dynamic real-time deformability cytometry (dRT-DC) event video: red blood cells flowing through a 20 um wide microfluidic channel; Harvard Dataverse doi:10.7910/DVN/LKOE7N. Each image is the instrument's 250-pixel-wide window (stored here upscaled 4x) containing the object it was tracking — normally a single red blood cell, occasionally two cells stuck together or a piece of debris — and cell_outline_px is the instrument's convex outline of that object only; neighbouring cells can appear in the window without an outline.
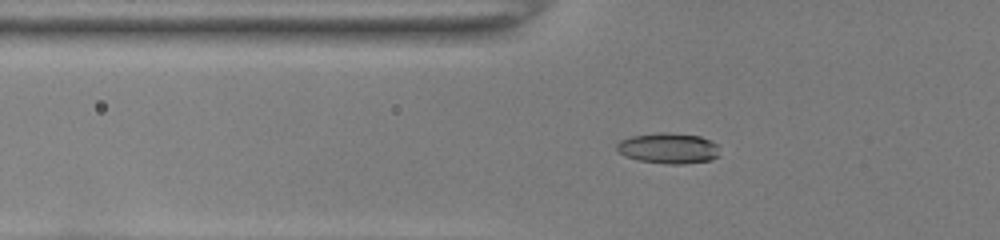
{"species": "common noctule bat (a hibernating species)", "species_latin": "Nyctalus noctula", "temperature_condition": "room temperature", "stored_images_in_passage": 39, "camera_frame_rate_fps": 3000, "um_per_image_px": 0.085, "animal": {"sex": "female", "body_mass_g": 22.0, "forearm_length_mm": 56.7}, "frame": {"image": 1, "passage_image": 9, "time_ms": 2.667, "image_size_px": [1000, 240], "cell_outline_px": [[716, 156], [712, 160], [684, 164], [668, 164], [640, 160], [616, 152], [616, 144], [620, 140], [632, 136], [660, 132], [668, 132], [700, 136], [716, 144]], "centroid_in_image_um": [56.77, 12.59], "position_along_channel_um": 69.0, "area_um2": 18.15}}
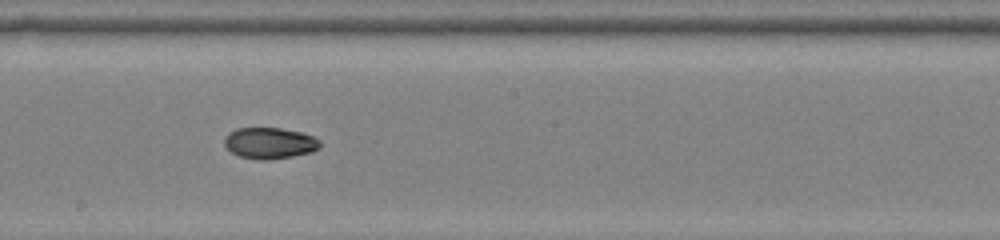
{"frame": {"image": 2, "passage_image": 21, "time_ms": 6.667, "image_size_px": [1000, 240], "cell_outline_px": [[320, 148], [312, 152], [292, 156], [264, 160], [256, 160], [240, 156], [232, 152], [224, 144], [224, 140], [228, 132], [236, 128], [280, 128], [300, 132], [312, 136], [320, 140]], "centroid_in_image_um": [22.92, 12.16], "position_along_channel_um": 225.3, "area_um2": 17.34}}
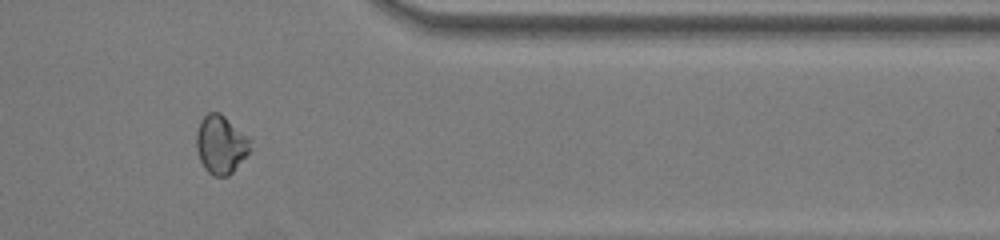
{"frame": {"image": 3, "passage_image": 34, "time_ms": 11.0, "image_size_px": [1000, 240], "cell_outline_px": [[252, 148], [232, 172], [228, 176], [212, 176], [204, 168], [200, 160], [196, 148], [196, 132], [200, 120], [208, 112], [220, 112], [252, 140]], "centroid_in_image_um": [18.76, 12.27], "position_along_channel_um": 392.6, "area_um2": 18.44}}